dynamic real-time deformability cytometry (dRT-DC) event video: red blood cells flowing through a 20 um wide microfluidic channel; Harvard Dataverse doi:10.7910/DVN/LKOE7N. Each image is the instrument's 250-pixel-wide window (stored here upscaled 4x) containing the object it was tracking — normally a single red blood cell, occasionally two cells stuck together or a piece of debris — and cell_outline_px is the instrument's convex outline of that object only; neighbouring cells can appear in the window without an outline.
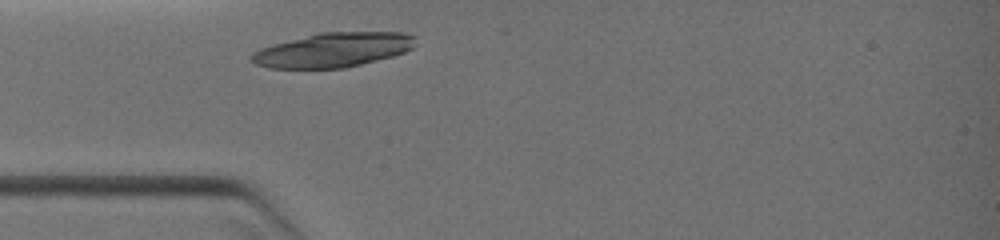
{"species": "common noctule bat (a hibernating species)", "species_latin": "Nyctalus noctula", "temperature_condition": "warm", "stored_images_in_passage": 26, "camera_frame_rate_fps": 3000, "um_per_image_px": 0.085, "animal": {"sex": "female", "body_mass_g": 19.0, "forearm_length_mm": 51.5}, "frame": {"image": 1, "passage_image": 1, "time_ms": 0.0, "image_size_px": [1000, 240], "cell_outline_px": [[416, 36], [412, 48], [404, 52], [392, 56], [344, 68], [268, 68], [256, 64], [248, 60], [248, 56], [252, 52], [260, 48], [272, 44], [316, 32], [404, 32]], "centroid_in_image_um": [28.25, 4.23], "position_along_channel_um": 56.7, "area_um2": 33.12}}
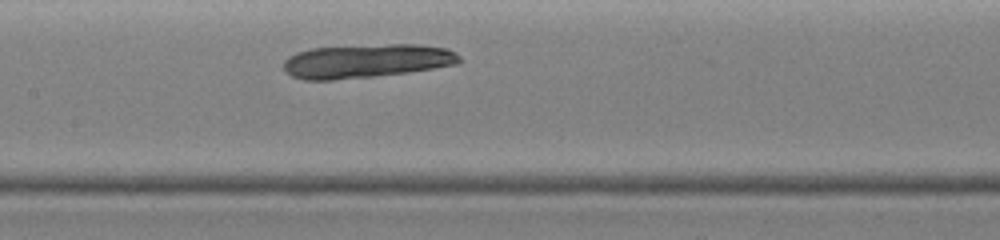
{"frame": {"image": 2, "passage_image": 10, "time_ms": 2.667, "image_size_px": [1000, 240], "cell_outline_px": [[460, 64], [408, 72], [376, 76], [332, 80], [304, 80], [292, 76], [284, 72], [284, 60], [288, 56], [296, 52], [312, 48], [388, 44], [416, 44], [448, 48], [456, 52], [460, 56]], "centroid_in_image_um": [31.16, 5.18], "position_along_channel_um": 176.2, "area_um2": 34.85}}
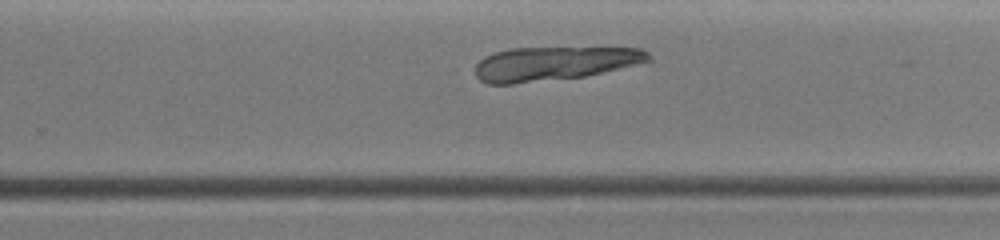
{"frame": {"image": 3, "passage_image": 18, "time_ms": 5.0, "image_size_px": [1000, 240], "cell_outline_px": [[652, 60], [636, 64], [584, 76], [512, 84], [488, 84], [480, 80], [476, 76], [476, 64], [484, 56], [508, 48], [640, 48], [648, 52], [652, 56]], "centroid_in_image_um": [47.07, 5.39], "position_along_channel_um": 282.7, "area_um2": 33.93}}